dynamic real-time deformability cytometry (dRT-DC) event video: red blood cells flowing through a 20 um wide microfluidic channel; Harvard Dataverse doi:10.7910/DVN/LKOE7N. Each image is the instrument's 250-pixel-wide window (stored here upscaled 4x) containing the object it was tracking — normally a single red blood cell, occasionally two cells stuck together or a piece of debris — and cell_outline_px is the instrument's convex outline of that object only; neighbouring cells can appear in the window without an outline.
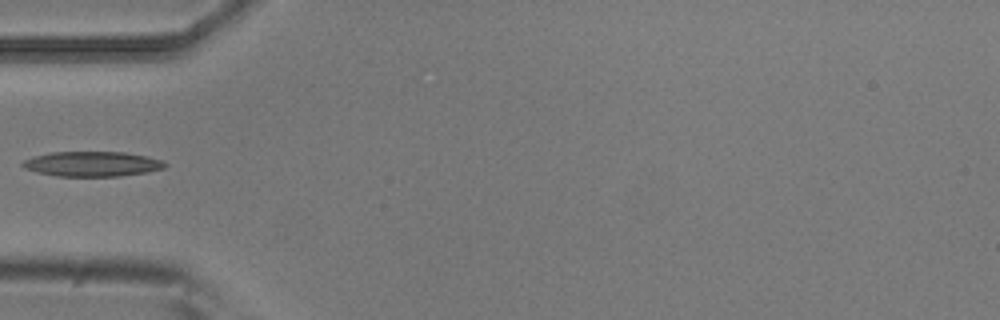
{"species": "common noctule bat (a hibernating species)", "species_latin": "Nyctalus noctula", "temperature_condition": "room temperature", "stored_images_in_passage": 5, "camera_frame_rate_fps": 3000, "um_per_image_px": 0.085, "animal": {"sex": "male", "body_mass_g": 20.5, "forearm_length_mm": 52.5}, "frame": {"image": 1, "passage_image": 5, "time_ms": 1.333, "image_size_px": [1000, 320], "cell_outline_px": [[168, 164], [164, 168], [148, 172], [120, 176], [56, 176], [24, 168], [20, 164], [24, 160], [32, 156], [52, 152], [124, 152], [164, 160]], "centroid_in_image_um": [7.85, 13.93], "position_along_channel_um": 77.1, "area_um2": 20.69}}